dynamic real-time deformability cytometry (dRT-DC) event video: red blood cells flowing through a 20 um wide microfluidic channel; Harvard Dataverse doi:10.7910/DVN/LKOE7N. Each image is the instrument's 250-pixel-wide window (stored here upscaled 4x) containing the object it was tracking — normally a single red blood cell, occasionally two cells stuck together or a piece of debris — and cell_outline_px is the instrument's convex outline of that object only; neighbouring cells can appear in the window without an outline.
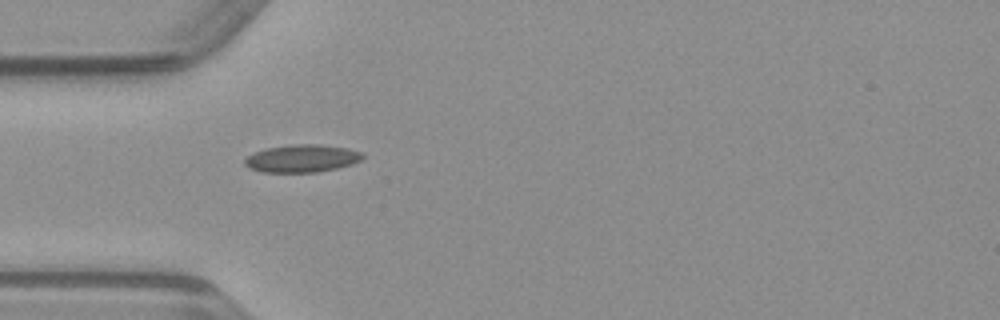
{"species": "common noctule bat (a hibernating species)", "species_latin": "Nyctalus noctula", "temperature_condition": "warm", "stored_images_in_passage": 36, "camera_frame_rate_fps": 3000, "um_per_image_px": 0.085, "animal": {"sex": "male", "body_mass_g": 23.1, "forearm_length_mm": 52.7}, "frame": {"image": 1, "passage_image": 1, "time_ms": 0.0, "image_size_px": [1000, 320], "cell_outline_px": [[364, 156], [360, 160], [352, 164], [336, 168], [316, 172], [264, 172], [248, 168], [244, 164], [244, 160], [248, 156], [256, 152], [268, 148], [292, 144], [320, 144], [348, 148], [364, 152]], "centroid_in_image_um": [25.69, 13.46], "position_along_channel_um": 59.3, "area_um2": 18.96}}
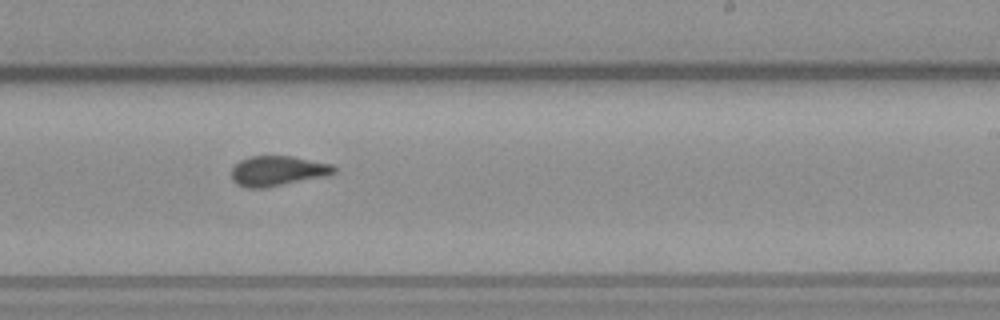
{"frame": {"image": 2, "passage_image": 16, "time_ms": 5.0, "image_size_px": [1000, 320], "cell_outline_px": [[336, 172], [324, 176], [264, 188], [248, 188], [236, 184], [232, 180], [232, 168], [240, 160], [248, 156], [292, 156], [332, 164], [336, 168]], "centroid_in_image_um": [23.57, 14.52], "position_along_channel_um": 265.4, "area_um2": 17.86}}
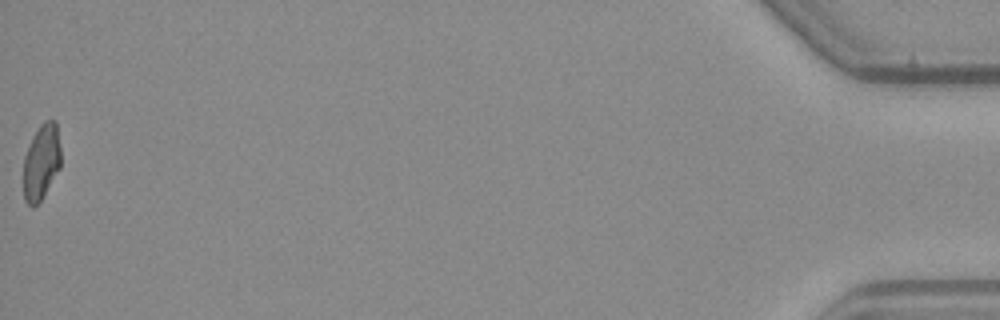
{"frame": {"image": 3, "passage_image": 36, "time_ms": 11.667, "image_size_px": [1000, 320], "cell_outline_px": [[60, 168], [40, 200], [32, 208], [24, 200], [24, 156], [28, 144], [32, 136], [40, 124], [44, 120], [56, 120], [60, 148]], "centroid_in_image_um": [3.5, 13.73], "position_along_channel_um": 431.7, "area_um2": 16.47}}